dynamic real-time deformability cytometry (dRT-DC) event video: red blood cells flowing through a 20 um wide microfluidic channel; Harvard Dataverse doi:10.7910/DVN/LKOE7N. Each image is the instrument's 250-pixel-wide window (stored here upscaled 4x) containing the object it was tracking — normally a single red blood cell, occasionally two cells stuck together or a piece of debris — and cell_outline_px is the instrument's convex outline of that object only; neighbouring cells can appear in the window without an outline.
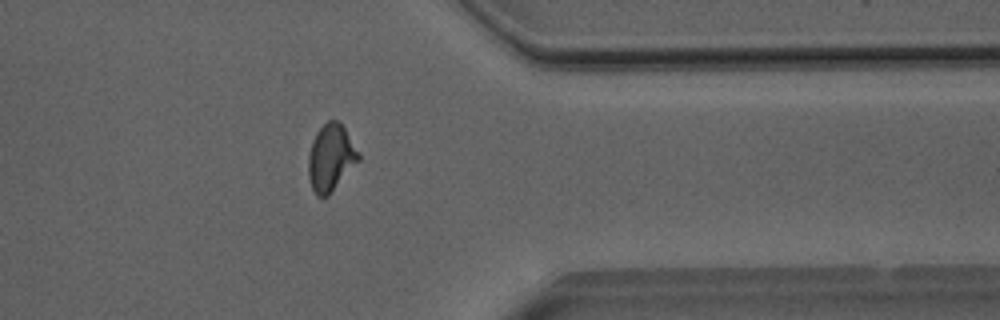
{"species": "Egyptian fruit bat (a non-hibernating species)", "species_latin": "Rousettus aegyptiacus", "temperature_condition": "room temperature", "stored_images_in_passage": 42, "camera_frame_rate_fps": 3000, "um_per_image_px": 0.085, "animal": {"sex": "male"}, "frame": {"image": 1, "passage_image": 32, "time_ms": 10.333, "image_size_px": [1000, 320], "cell_outline_px": [[360, 160], [328, 196], [316, 196], [312, 188], [308, 176], [308, 156], [312, 140], [316, 132], [328, 120], [336, 120], [344, 128], [360, 152]], "centroid_in_image_um": [28.12, 13.41], "position_along_channel_um": 383.3, "area_um2": 19.54}}
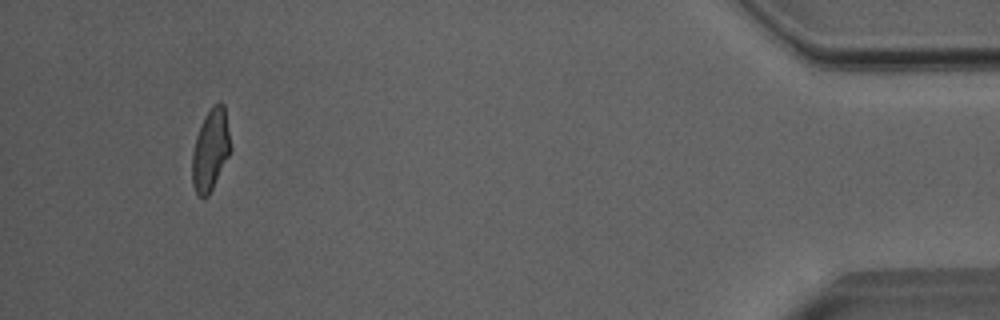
{"frame": {"image": 2, "passage_image": 39, "time_ms": 12.667, "image_size_px": [1000, 320], "cell_outline_px": [[232, 148], [208, 196], [200, 196], [196, 192], [192, 184], [192, 152], [196, 136], [200, 124], [204, 116], [212, 104], [220, 100], [224, 104]], "centroid_in_image_um": [17.89, 12.66], "position_along_channel_um": 417.3, "area_um2": 18.32}, "authors_computed_cell_mechanics": {"area_um2": 18.9584, "velocity_mm_per_s": 4.04, "shape_relaxation_time_tau1_ms": 7.6292, "shape_relaxation_time_tau2_ms": 1.2448, "deformation_change_tau1": 0.1766, "deformation_change_tau2": 0.0647}}